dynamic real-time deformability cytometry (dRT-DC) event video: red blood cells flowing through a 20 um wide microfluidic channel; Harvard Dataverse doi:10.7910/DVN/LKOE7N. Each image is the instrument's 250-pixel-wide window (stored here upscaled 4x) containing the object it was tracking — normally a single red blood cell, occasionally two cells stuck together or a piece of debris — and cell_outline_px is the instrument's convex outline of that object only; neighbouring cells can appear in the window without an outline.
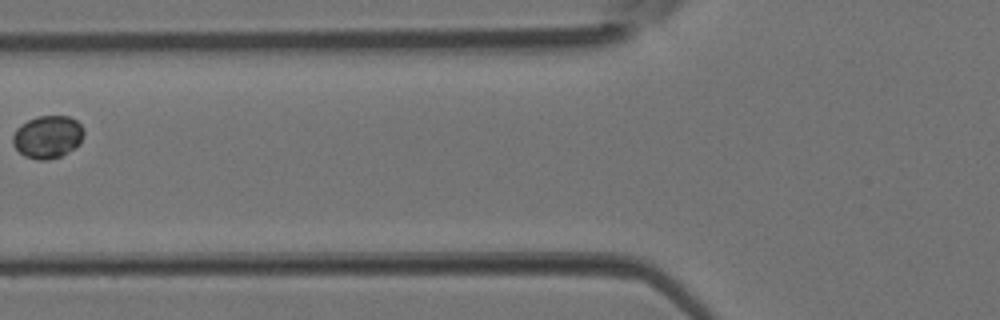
{"species": "Egyptian fruit bat (a non-hibernating species)", "species_latin": "Rousettus aegyptiacus", "temperature_condition": "room temperature", "stored_images_in_passage": 2, "camera_frame_rate_fps": 3000, "um_per_image_px": 0.085, "animal": {"sex": "female"}, "frame": {"image": 1, "passage_image": 2, "time_ms": 0.333, "image_size_px": [1000, 320], "cell_outline_px": [[84, 136], [80, 144], [60, 156], [48, 160], [40, 160], [24, 156], [12, 144], [12, 136], [16, 128], [20, 124], [28, 120], [40, 116], [68, 116], [76, 120], [84, 128]], "centroid_in_image_um": [4.05, 11.63], "position_along_channel_um": 121.8, "area_um2": 17.74}}